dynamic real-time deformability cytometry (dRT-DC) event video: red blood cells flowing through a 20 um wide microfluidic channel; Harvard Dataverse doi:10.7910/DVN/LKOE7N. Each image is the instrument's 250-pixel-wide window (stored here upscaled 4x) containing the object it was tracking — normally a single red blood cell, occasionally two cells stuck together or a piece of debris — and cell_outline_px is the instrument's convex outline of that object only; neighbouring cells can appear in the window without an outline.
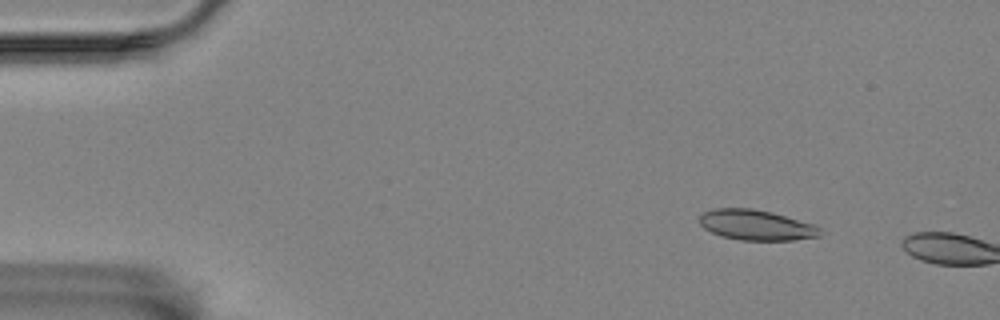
{"species": "Egyptian fruit bat (a non-hibernating species)", "species_latin": "Rousettus aegyptiacus", "temperature_condition": "room temperature", "stored_images_in_passage": 9, "camera_frame_rate_fps": 3000, "um_per_image_px": 0.085, "animal": {"sex": "female"}, "frame": {"image": 1, "passage_image": 7, "time_ms": 2.0, "image_size_px": [1000, 320], "cell_outline_px": [[820, 236], [792, 240], [740, 240], [720, 236], [704, 228], [700, 224], [700, 216], [704, 212], [712, 208], [752, 208], [772, 212], [816, 224], [820, 228]], "centroid_in_image_um": [64.29, 19.12], "position_along_channel_um": 20.7, "area_um2": 21.44}}